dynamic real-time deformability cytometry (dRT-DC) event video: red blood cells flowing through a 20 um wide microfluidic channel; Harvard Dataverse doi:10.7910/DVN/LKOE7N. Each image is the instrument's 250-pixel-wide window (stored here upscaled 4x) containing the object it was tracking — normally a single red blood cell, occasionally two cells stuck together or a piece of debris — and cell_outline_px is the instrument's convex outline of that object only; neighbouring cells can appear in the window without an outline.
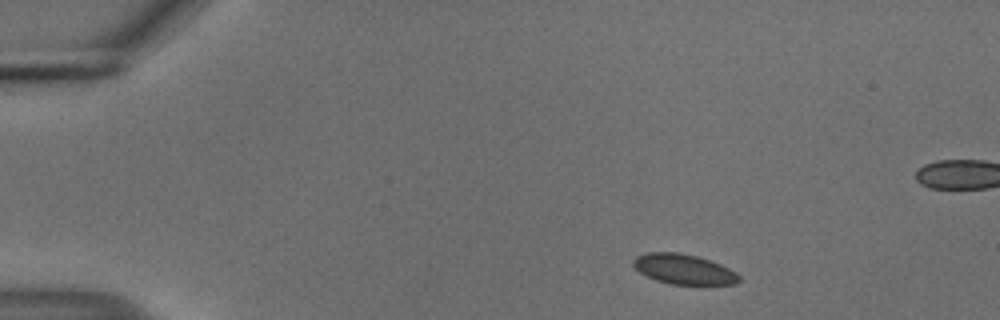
{"species": "common noctule bat (a hibernating species)", "species_latin": "Nyctalus noctula", "temperature_condition": "cold", "stored_images_in_passage": 4, "camera_frame_rate_fps": 3000, "um_per_image_px": 0.085, "animal": {"sex": "male", "body_mass_g": 18.8}, "frame": {"image": 1, "passage_image": 1, "time_ms": 0.0, "image_size_px": [1000, 320], "cell_outline_px": [[740, 280], [736, 284], [672, 284], [656, 280], [640, 272], [632, 264], [632, 260], [636, 256], [648, 252], [676, 252], [696, 256], [720, 264], [736, 272], [740, 276]], "centroid_in_image_um": [58.11, 22.88], "position_along_channel_um": 26.9, "area_um2": 18.32}}